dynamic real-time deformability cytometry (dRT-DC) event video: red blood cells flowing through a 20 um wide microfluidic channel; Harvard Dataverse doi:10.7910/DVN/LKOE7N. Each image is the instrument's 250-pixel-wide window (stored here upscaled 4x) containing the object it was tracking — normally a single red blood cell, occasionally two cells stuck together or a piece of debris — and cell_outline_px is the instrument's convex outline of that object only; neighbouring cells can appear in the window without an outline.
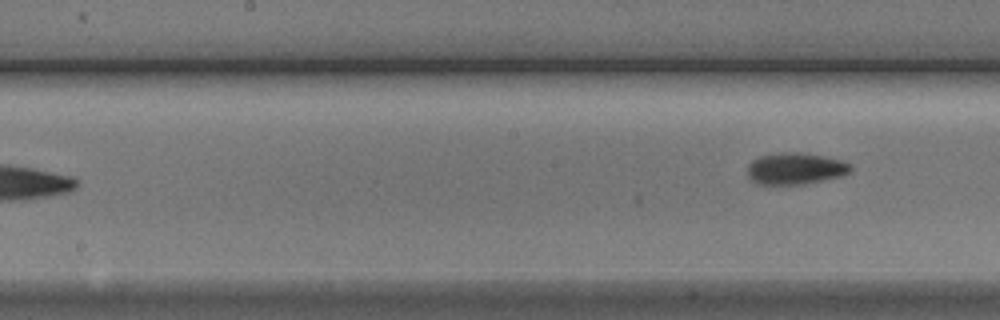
{"species": "Egyptian fruit bat (a non-hibernating species)", "species_latin": "Rousettus aegyptiacus", "temperature_condition": "cold", "stored_images_in_passage": 8, "camera_frame_rate_fps": 3000, "um_per_image_px": 0.085, "animal": {"sex": "male"}, "frame": {"image": 1, "passage_image": 8, "time_ms": 8.333, "image_size_px": [1000, 320], "cell_outline_px": [[852, 168], [848, 172], [840, 176], [804, 184], [756, 184], [748, 176], [748, 164], [752, 160], [760, 156], [780, 152], [800, 152], [824, 156], [840, 160], [848, 164]], "centroid_in_image_um": [67.56, 14.32], "position_along_channel_um": 180.6, "area_um2": 18.84}}